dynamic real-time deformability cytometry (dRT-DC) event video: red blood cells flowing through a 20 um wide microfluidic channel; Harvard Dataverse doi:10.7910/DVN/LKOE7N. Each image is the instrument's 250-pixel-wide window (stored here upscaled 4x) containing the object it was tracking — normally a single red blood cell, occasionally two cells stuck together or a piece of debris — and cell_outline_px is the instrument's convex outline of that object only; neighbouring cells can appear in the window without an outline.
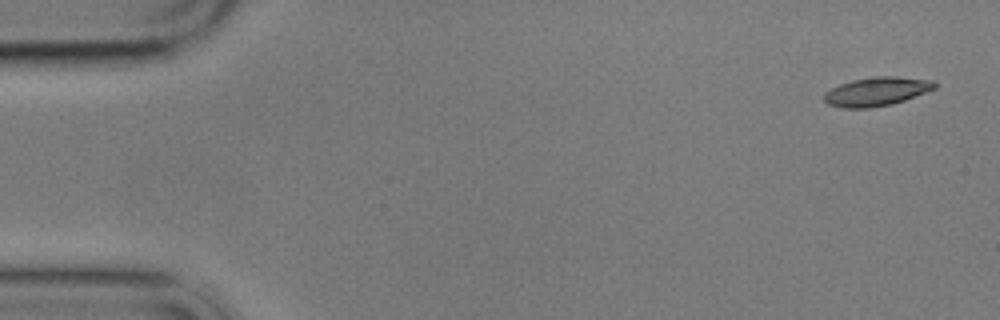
{"species": "common noctule bat (a hibernating species)", "species_latin": "Nyctalus noctula", "temperature_condition": "cold", "stored_images_in_passage": 5, "camera_frame_rate_fps": 3000, "um_per_image_px": 0.085, "animal": {"sex": "male", "body_mass_g": 17.9}, "frame": {"image": 1, "passage_image": 1, "time_ms": 0.0, "image_size_px": [1000, 320], "cell_outline_px": [[936, 88], [904, 100], [892, 104], [868, 108], [844, 108], [828, 104], [824, 100], [824, 92], [840, 84], [852, 80], [876, 76], [896, 76], [932, 80], [936, 84]], "centroid_in_image_um": [74.5, 7.77], "position_along_channel_um": 10.5, "area_um2": 18.44}}
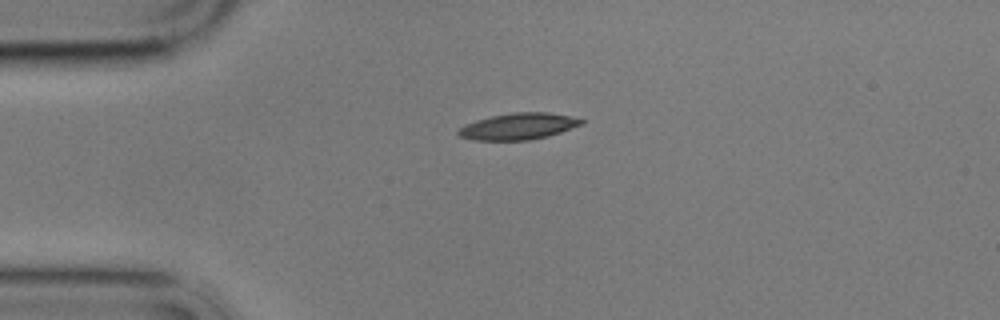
{"frame": {"image": 2, "passage_image": 4, "time_ms": 3.667, "image_size_px": [1000, 320], "cell_outline_px": [[584, 124], [548, 136], [528, 140], [472, 140], [460, 136], [456, 132], [460, 128], [476, 120], [492, 116], [516, 112], [548, 112], [568, 116], [584, 120]], "centroid_in_image_um": [44.07, 10.74], "position_along_channel_um": 40.9, "area_um2": 18.73}}